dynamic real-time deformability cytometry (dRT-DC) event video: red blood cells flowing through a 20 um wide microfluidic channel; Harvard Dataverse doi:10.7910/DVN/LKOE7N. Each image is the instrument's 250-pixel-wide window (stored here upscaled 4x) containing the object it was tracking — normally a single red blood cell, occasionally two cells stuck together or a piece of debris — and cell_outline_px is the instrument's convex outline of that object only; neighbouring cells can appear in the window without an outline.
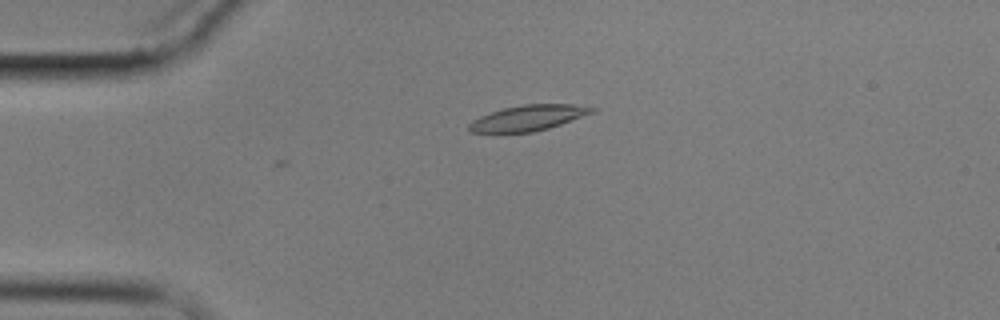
{"species": "common noctule bat (a hibernating species)", "species_latin": "Nyctalus noctula", "temperature_condition": "cold", "stored_images_in_passage": 3, "camera_frame_rate_fps": 3000, "um_per_image_px": 0.085, "animal": {"sex": "male", "body_mass_g": 17.9}, "frame": {"image": 1, "passage_image": 1, "time_ms": 0.0, "image_size_px": [1000, 320], "cell_outline_px": [[596, 112], [548, 128], [532, 132], [472, 132], [468, 128], [468, 124], [472, 120], [480, 116], [504, 108], [524, 104], [572, 104], [596, 108]], "centroid_in_image_um": [44.92, 10.01], "position_along_channel_um": 40.1, "area_um2": 18.09}}
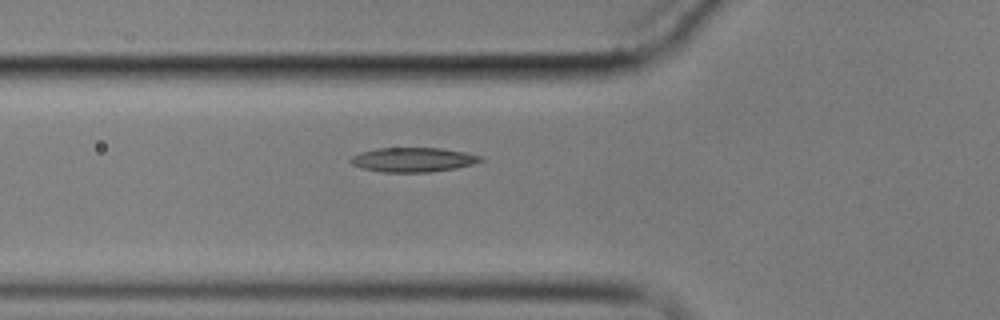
{"frame": {"image": 2, "passage_image": 3, "time_ms": 2.333, "image_size_px": [1000, 320], "cell_outline_px": [[484, 160], [472, 164], [456, 168], [428, 172], [384, 172], [364, 168], [352, 164], [348, 160], [352, 156], [360, 152], [376, 148], [440, 148], [464, 152], [484, 156]], "centroid_in_image_um": [35.12, 13.57], "position_along_channel_um": 90.7, "area_um2": 18.44}}